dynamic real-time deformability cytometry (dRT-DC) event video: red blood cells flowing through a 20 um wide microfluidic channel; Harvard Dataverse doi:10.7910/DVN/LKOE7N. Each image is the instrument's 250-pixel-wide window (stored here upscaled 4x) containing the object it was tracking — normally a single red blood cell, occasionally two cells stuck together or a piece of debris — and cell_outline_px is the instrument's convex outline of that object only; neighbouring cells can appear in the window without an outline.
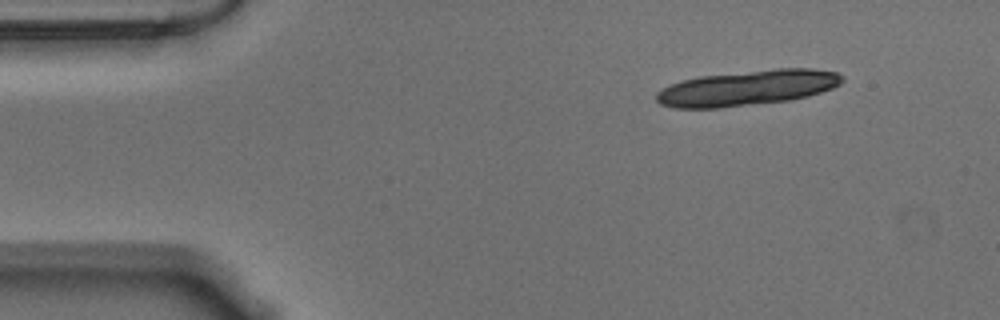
{"species": "Egyptian fruit bat (a non-hibernating species)", "species_latin": "Rousettus aegyptiacus", "temperature_condition": "warm", "stored_images_in_passage": 13, "camera_frame_rate_fps": 3000, "um_per_image_px": 0.085, "animal": {"sex": "male"}, "frame": {"image": 1, "passage_image": 1, "time_ms": 0.0, "image_size_px": [1000, 320], "cell_outline_px": [[844, 80], [840, 84], [832, 88], [808, 96], [788, 100], [720, 108], [676, 108], [660, 104], [656, 100], [656, 92], [680, 80], [700, 76], [776, 68], [812, 68], [836, 72], [844, 76]], "centroid_in_image_um": [63.53, 7.46], "position_along_channel_um": 21.5, "area_um2": 38.26}}